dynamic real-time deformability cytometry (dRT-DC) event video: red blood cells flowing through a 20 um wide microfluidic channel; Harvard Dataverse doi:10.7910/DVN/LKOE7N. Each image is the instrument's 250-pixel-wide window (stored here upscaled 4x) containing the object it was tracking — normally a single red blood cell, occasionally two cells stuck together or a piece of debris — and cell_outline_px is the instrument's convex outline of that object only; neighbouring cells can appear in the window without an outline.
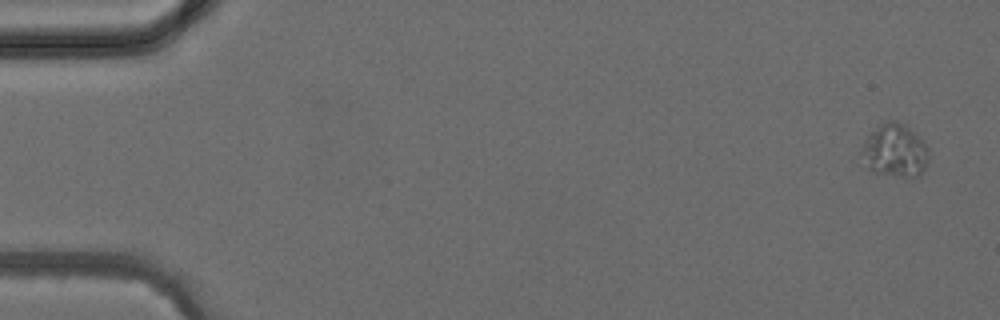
{"species": "common noctule bat (a hibernating species)", "species_latin": "Nyctalus noctula", "temperature_condition": "cold", "stored_images_in_passage": 5, "camera_frame_rate_fps": 3000, "um_per_image_px": 0.085, "animal": {"sex": "female", "body_mass_g": 24.6, "forearm_length_mm": 56.2}, "frame": {"image": 1, "passage_image": 5, "time_ms": 4.667, "image_size_px": [1000, 320], "cell_outline_px": [[928, 160], [924, 168], [916, 176], [904, 176], [872, 172], [868, 168], [860, 152], [864, 140], [880, 124], [888, 120], [896, 120], [904, 124], [928, 148]], "centroid_in_image_um": [76.03, 12.79], "position_along_channel_um": 9.0, "area_um2": 20.23}}